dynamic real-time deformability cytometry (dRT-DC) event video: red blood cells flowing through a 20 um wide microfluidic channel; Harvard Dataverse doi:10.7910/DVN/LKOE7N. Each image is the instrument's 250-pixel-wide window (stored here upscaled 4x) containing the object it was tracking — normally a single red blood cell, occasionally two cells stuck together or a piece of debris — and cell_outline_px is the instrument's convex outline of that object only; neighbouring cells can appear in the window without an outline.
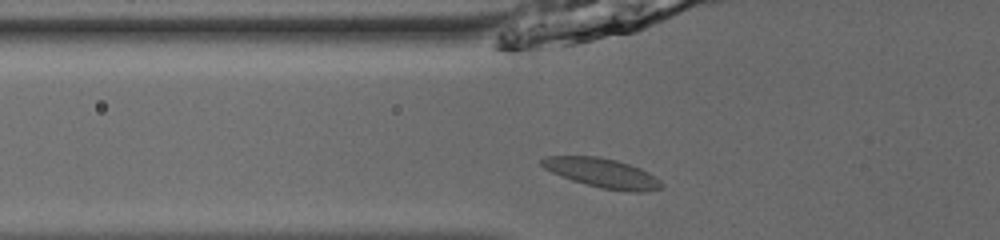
{"species": "common noctule bat (a hibernating species)", "species_latin": "Nyctalus noctula", "temperature_condition": "room temperature", "stored_images_in_passage": 40, "camera_frame_rate_fps": 3000, "um_per_image_px": 0.085, "animal": {"sex": "male", "body_mass_g": 13.0, "forearm_length_mm": 53.1}, "frame": {"image": 1, "passage_image": 7, "time_ms": 2.0, "image_size_px": [1000, 240], "cell_outline_px": [[664, 188], [644, 192], [628, 192], [600, 188], [572, 180], [560, 176], [544, 168], [540, 164], [540, 160], [548, 156], [596, 156], [616, 160], [640, 168], [648, 172], [660, 180], [664, 184]], "centroid_in_image_um": [51.22, 14.72], "position_along_channel_um": 74.6, "area_um2": 20.58}}
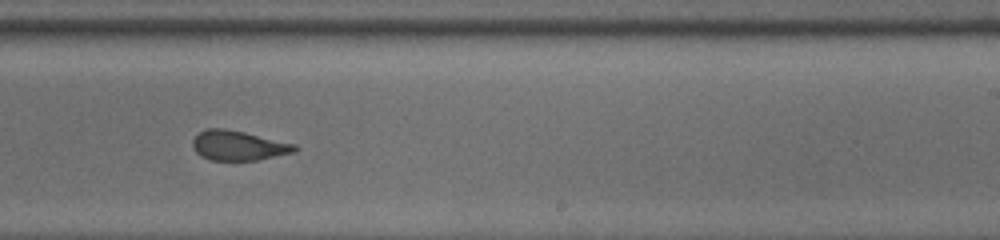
{"frame": {"image": 2, "passage_image": 22, "time_ms": 7.0, "image_size_px": [1000, 240], "cell_outline_px": [[300, 148], [292, 152], [256, 160], [208, 160], [200, 156], [192, 148], [192, 140], [200, 132], [208, 128], [224, 128], [244, 132], [296, 144]], "centroid_in_image_um": [20.23, 12.37], "position_along_channel_um": 268.8, "area_um2": 17.63}}
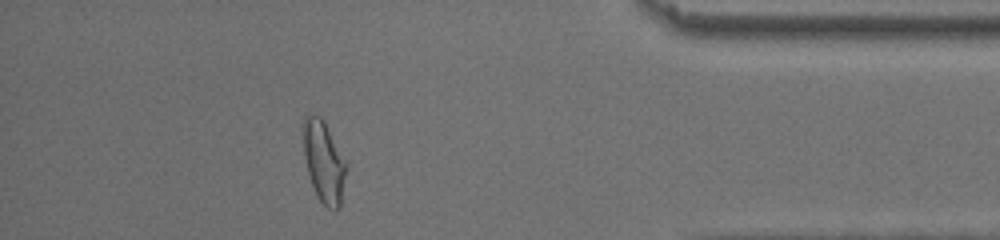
{"frame": {"image": 3, "passage_image": 35, "time_ms": 11.333, "image_size_px": [1000, 240], "cell_outline_px": [[348, 164], [340, 208], [336, 212], [332, 212], [316, 196], [308, 172], [304, 156], [300, 128], [304, 116], [320, 116], [324, 120]], "centroid_in_image_um": [27.52, 13.75], "position_along_channel_um": 407.7, "area_um2": 21.04}, "authors_computed_cell_mechanics": {"area_um2": 18.7272, "velocity_mm_per_s": 3.868, "shape_relaxation_time_tau1_ms": null, "shape_relaxation_time_tau2_ms": 1.104, "deformation_change_tau1": null, "deformation_change_tau2": 0.0522}}